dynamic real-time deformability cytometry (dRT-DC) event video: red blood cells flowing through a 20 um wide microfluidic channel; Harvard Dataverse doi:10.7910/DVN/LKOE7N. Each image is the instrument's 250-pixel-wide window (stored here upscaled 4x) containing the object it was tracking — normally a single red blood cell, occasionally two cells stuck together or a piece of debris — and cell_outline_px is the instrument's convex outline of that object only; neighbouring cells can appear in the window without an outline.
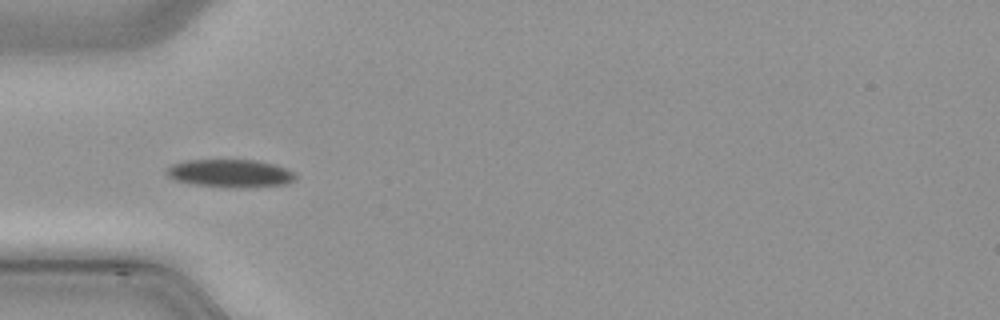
{"species": "common noctule bat (a hibernating species)", "species_latin": "Nyctalus noctula", "temperature_condition": "cold", "stored_images_in_passage": 32, "camera_frame_rate_fps": 3000, "um_per_image_px": 0.085, "animal": {"sex": "male", "body_mass_g": 21.5, "forearm_length_mm": 52.0}, "frame": {"image": 1, "passage_image": 4, "time_ms": 1.0, "image_size_px": [1000, 320], "cell_outline_px": [[296, 180], [288, 184], [244, 188], [228, 188], [188, 184], [176, 180], [168, 176], [168, 168], [172, 164], [188, 160], [256, 160], [272, 164], [296, 172]], "centroid_in_image_um": [19.61, 14.75], "position_along_channel_um": 65.4, "area_um2": 21.21}}
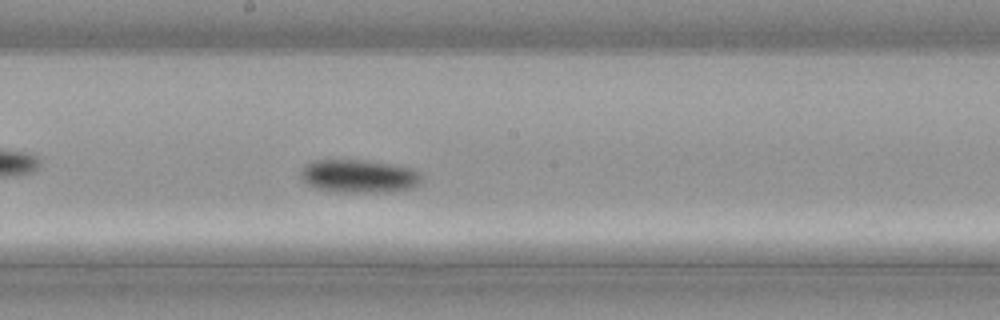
{"frame": {"image": 2, "passage_image": 15, "time_ms": 4.667, "image_size_px": [1000, 320], "cell_outline_px": [[420, 184], [412, 188], [388, 192], [332, 192], [316, 188], [308, 184], [300, 176], [300, 168], [316, 160], [364, 160], [392, 164], [408, 168], [416, 172], [420, 176]], "centroid_in_image_um": [30.47, 14.98], "position_along_channel_um": 217.7, "area_um2": 23.24}}
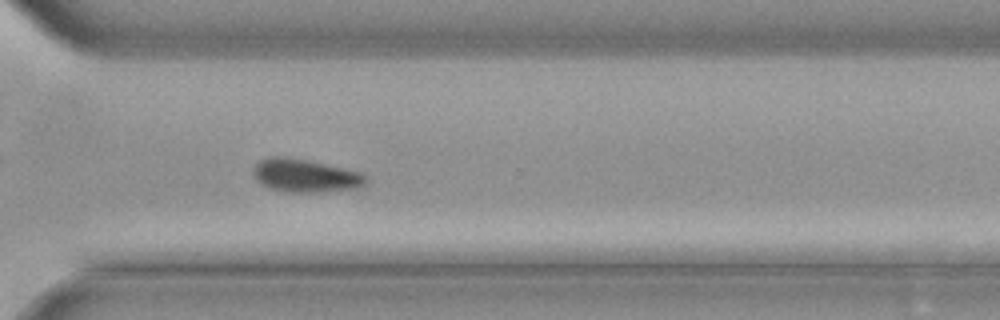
{"frame": {"image": 3, "passage_image": 24, "time_ms": 7.667, "image_size_px": [1000, 320], "cell_outline_px": [[368, 184], [364, 188], [320, 192], [288, 192], [272, 188], [264, 184], [256, 176], [256, 164], [260, 160], [272, 156], [284, 156], [304, 160], [360, 172], [368, 180]], "centroid_in_image_um": [26.06, 14.95], "position_along_channel_um": 344.5, "area_um2": 21.21}}